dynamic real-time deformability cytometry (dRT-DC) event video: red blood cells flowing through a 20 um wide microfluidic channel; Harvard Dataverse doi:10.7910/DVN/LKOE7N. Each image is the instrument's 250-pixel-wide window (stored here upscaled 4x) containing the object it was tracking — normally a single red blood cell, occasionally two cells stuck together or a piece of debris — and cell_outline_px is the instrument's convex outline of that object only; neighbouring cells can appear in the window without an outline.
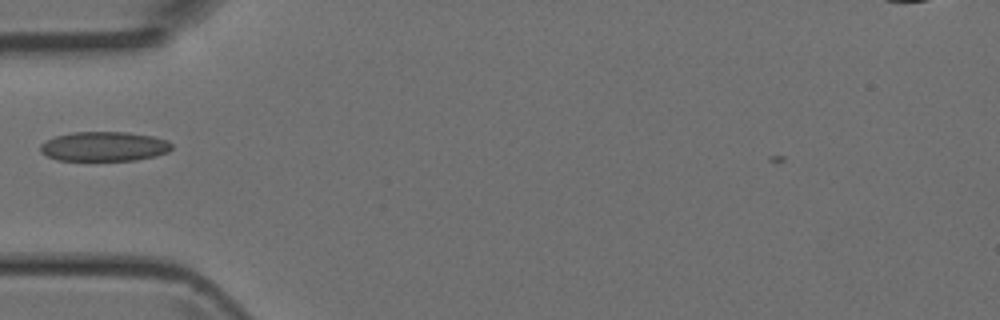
{"species": "Egyptian fruit bat (a non-hibernating species)", "species_latin": "Rousettus aegyptiacus", "temperature_condition": "room temperature", "stored_images_in_passage": 33, "camera_frame_rate_fps": 3000, "um_per_image_px": 0.085, "animal": {"sex": "female"}, "frame": {"image": 1, "passage_image": 4, "time_ms": 1.0, "image_size_px": [1000, 320], "cell_outline_px": [[172, 148], [168, 152], [156, 156], [136, 160], [56, 160], [40, 152], [40, 144], [56, 136], [72, 132], [128, 132], [152, 136], [168, 140], [172, 144]], "centroid_in_image_um": [8.87, 12.44], "position_along_channel_um": 76.1, "area_um2": 22.66}}
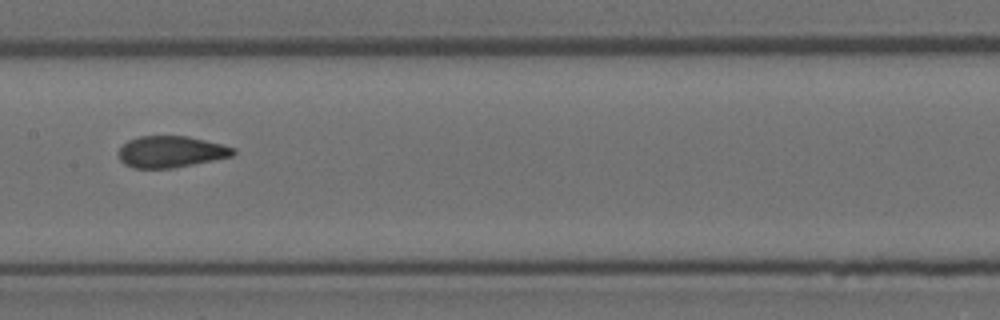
{"frame": {"image": 2, "passage_image": 12, "time_ms": 3.667, "image_size_px": [1000, 320], "cell_outline_px": [[236, 152], [232, 156], [172, 168], [132, 168], [124, 164], [120, 160], [120, 148], [128, 140], [140, 136], [188, 136], [236, 148]], "centroid_in_image_um": [14.52, 12.9], "position_along_channel_um": 192.9, "area_um2": 20.81}}
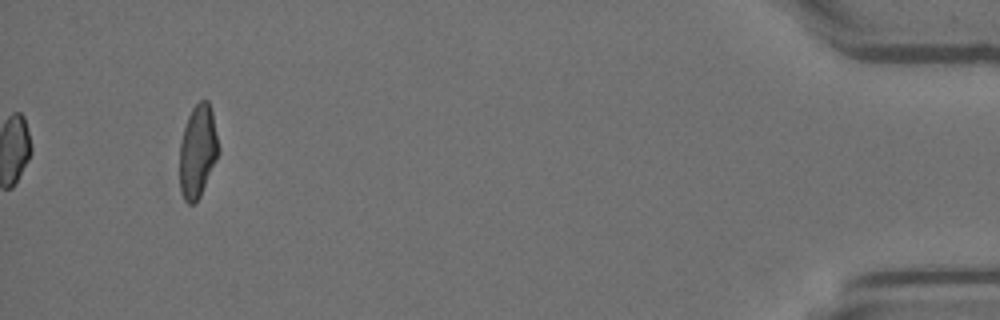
{"frame": {"image": 3, "passage_image": 33, "time_ms": 10.667, "image_size_px": [1000, 320], "cell_outline_px": [[220, 152], [200, 196], [192, 204], [188, 204], [184, 200], [180, 192], [180, 140], [188, 116], [192, 108], [200, 100], [208, 100], [212, 112], [220, 148]], "centroid_in_image_um": [16.81, 12.85], "position_along_channel_um": 418.4, "area_um2": 21.1}}